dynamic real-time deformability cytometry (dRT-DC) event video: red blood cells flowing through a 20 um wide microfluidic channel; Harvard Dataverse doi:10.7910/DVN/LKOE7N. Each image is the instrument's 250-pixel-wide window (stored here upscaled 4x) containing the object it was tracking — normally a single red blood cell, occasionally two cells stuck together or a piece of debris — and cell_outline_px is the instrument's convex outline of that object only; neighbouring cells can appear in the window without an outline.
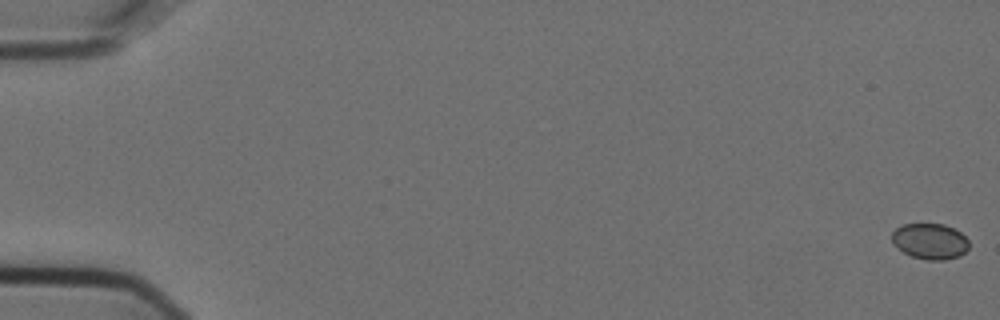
{"species": "Egyptian fruit bat (a non-hibernating species)", "species_latin": "Rousettus aegyptiacus", "temperature_condition": "cold", "stored_images_in_passage": 6, "camera_frame_rate_fps": 3000, "um_per_image_px": 0.085, "animal": {"sex": "female"}, "frame": {"image": 1, "passage_image": 1, "time_ms": 0.0, "image_size_px": [1000, 320], "cell_outline_px": [[968, 248], [960, 256], [944, 260], [928, 260], [912, 256], [904, 252], [892, 240], [892, 232], [896, 228], [904, 224], [944, 224], [960, 232], [968, 240]], "centroid_in_image_um": [79.07, 20.5], "position_along_channel_um": 5.9, "area_um2": 15.84}}
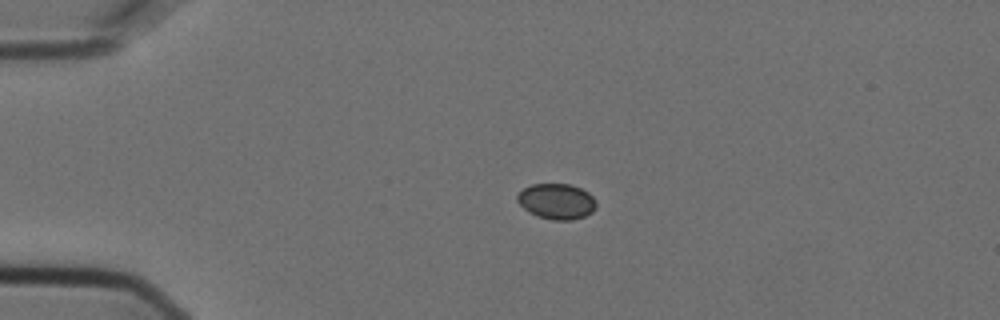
{"frame": {"image": 2, "passage_image": 5, "time_ms": 1.333, "image_size_px": [1000, 320], "cell_outline_px": [[596, 208], [592, 212], [584, 216], [572, 220], [552, 220], [536, 216], [528, 212], [516, 200], [516, 196], [524, 188], [532, 184], [568, 184], [580, 188], [588, 192], [596, 200]], "centroid_in_image_um": [47.31, 17.12], "position_along_channel_um": 37.7, "area_um2": 16.42}}